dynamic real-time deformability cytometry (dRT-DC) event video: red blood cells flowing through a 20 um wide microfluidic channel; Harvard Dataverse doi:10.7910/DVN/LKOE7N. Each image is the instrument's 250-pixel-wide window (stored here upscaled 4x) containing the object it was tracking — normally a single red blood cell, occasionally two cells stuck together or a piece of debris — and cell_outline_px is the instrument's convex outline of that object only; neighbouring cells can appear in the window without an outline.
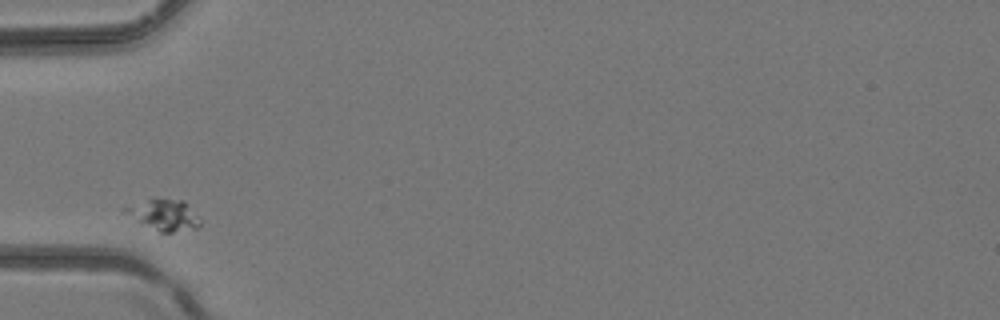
{"species": "common noctule bat (a hibernating species)", "species_latin": "Nyctalus noctula", "temperature_condition": "room temperature", "stored_images_in_passage": 1, "camera_frame_rate_fps": 3000, "um_per_image_px": 0.085, "animal": {"sex": "female", "body_mass_g": 24.6, "forearm_length_mm": 56.2}, "frame": {"image": 1, "passage_image": 1, "time_ms": 0.0, "image_size_px": [1000, 320], "cell_outline_px": [[200, 224], [196, 228], [172, 232], [160, 232], [124, 212], [120, 208], [148, 200], [184, 200], [200, 216]], "centroid_in_image_um": [14.01, 18.27], "position_along_channel_um": 71.0, "area_um2": 13.01}}